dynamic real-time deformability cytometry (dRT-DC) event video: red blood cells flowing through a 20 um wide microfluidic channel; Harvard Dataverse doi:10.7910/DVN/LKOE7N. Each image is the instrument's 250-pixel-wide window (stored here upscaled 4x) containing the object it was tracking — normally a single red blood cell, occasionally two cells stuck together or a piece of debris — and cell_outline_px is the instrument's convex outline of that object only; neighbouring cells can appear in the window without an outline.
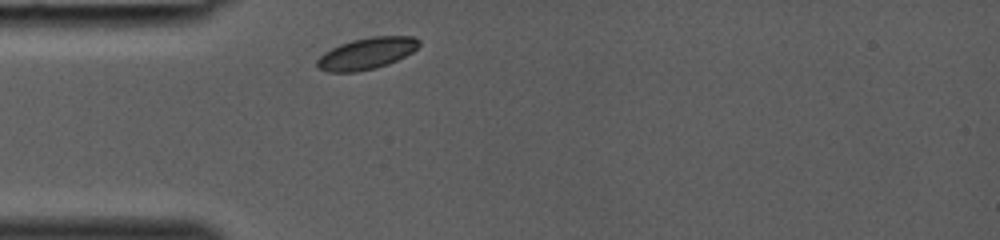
{"species": "common noctule bat (a hibernating species)", "species_latin": "Nyctalus noctula", "temperature_condition": "room temperature", "stored_images_in_passage": 7, "camera_frame_rate_fps": 3000, "um_per_image_px": 0.085, "animal": {"sex": "female", "body_mass_g": 19.0, "forearm_length_mm": 53.3}, "frame": {"image": 1, "passage_image": 1, "time_ms": 0.0, "image_size_px": [1000, 240], "cell_outline_px": [[420, 44], [412, 52], [388, 64], [376, 68], [356, 72], [328, 72], [316, 68], [316, 60], [324, 52], [340, 44], [352, 40], [372, 36], [412, 36], [420, 40]], "centroid_in_image_um": [31.13, 4.55], "position_along_channel_um": 53.9, "area_um2": 18.79}}
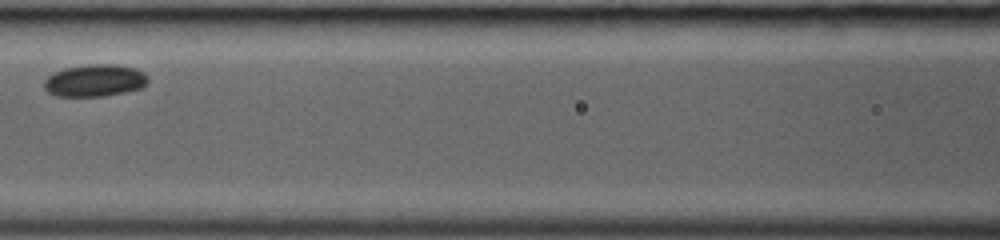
{"frame": {"image": 2, "passage_image": 5, "time_ms": 1.333, "image_size_px": [1000, 240], "cell_outline_px": [[148, 84], [144, 88], [104, 96], [56, 96], [48, 92], [44, 88], [44, 80], [48, 76], [64, 68], [88, 64], [116, 64], [136, 68], [144, 72], [148, 76]], "centroid_in_image_um": [8.1, 6.84], "position_along_channel_um": 158.5, "area_um2": 19.71}}
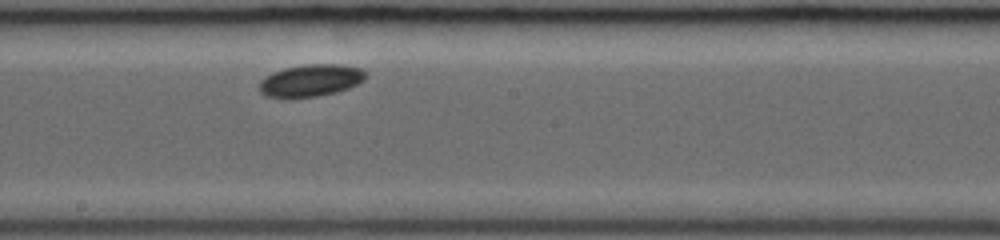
{"frame": {"image": 3, "passage_image": 7, "time_ms": 2.0, "image_size_px": [1000, 240], "cell_outline_px": [[364, 80], [348, 88], [336, 92], [316, 96], [268, 96], [260, 92], [260, 80], [272, 72], [284, 68], [304, 64], [340, 64], [360, 68], [364, 72]], "centroid_in_image_um": [26.41, 6.81], "position_along_channel_um": 221.8, "area_um2": 19.42}}